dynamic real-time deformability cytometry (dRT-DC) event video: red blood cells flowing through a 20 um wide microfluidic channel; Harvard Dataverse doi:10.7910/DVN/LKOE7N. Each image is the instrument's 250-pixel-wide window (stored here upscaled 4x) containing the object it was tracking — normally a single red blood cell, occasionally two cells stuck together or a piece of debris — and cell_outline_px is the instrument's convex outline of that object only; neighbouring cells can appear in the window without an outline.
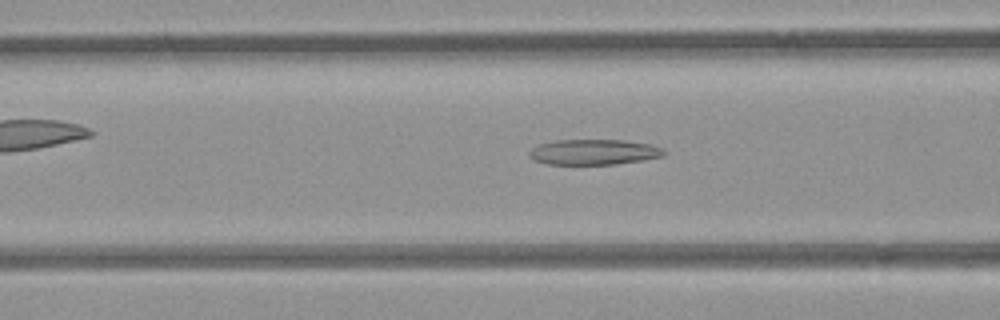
{"species": "common noctule bat (a hibernating species)", "species_latin": "Nyctalus noctula", "temperature_condition": "room temperature", "stored_images_in_passage": 45, "camera_frame_rate_fps": 3000, "um_per_image_px": 0.085, "animal": {"sex": "female", "body_mass_g": 21.9}, "frame": {"image": 1, "passage_image": 22, "time_ms": 7.0, "image_size_px": [1000, 320], "cell_outline_px": [[664, 156], [616, 164], [548, 164], [536, 160], [528, 156], [528, 152], [532, 148], [540, 144], [556, 140], [624, 140], [648, 144], [660, 148], [664, 152]], "centroid_in_image_um": [50.43, 12.92], "position_along_channel_um": 116.2, "area_um2": 19.65}}
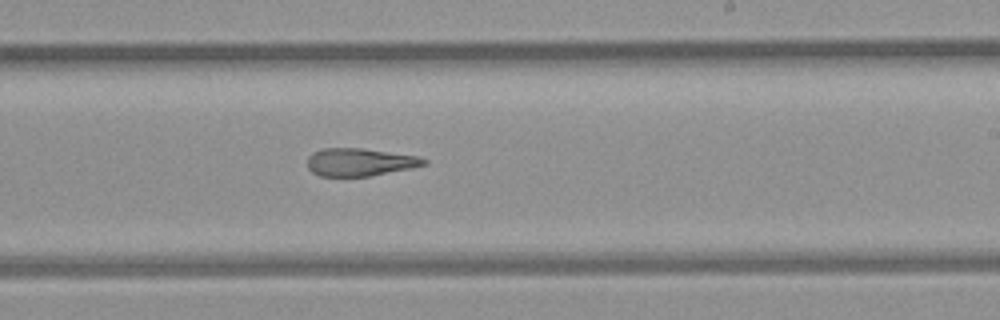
{"frame": {"image": 2, "passage_image": 33, "time_ms": 10.667, "image_size_px": [1000, 320], "cell_outline_px": [[428, 164], [412, 168], [368, 176], [320, 176], [312, 172], [308, 168], [308, 156], [312, 152], [324, 148], [360, 148], [416, 156], [428, 160]], "centroid_in_image_um": [30.57, 13.78], "position_along_channel_um": 258.4, "area_um2": 18.73}}
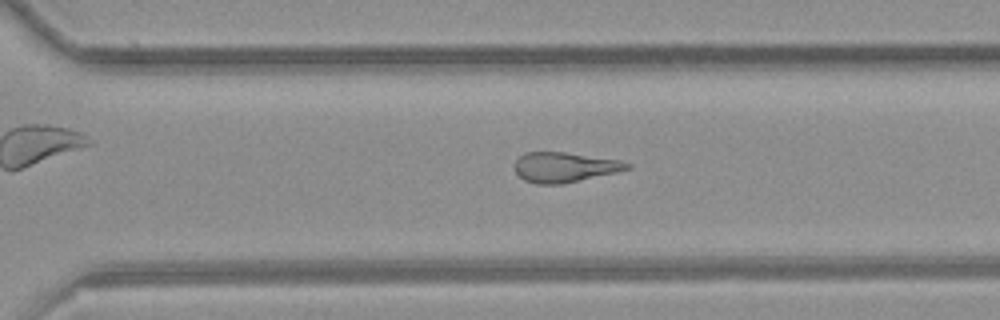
{"frame": {"image": 3, "passage_image": 38, "time_ms": 12.333, "image_size_px": [1000, 320], "cell_outline_px": [[632, 168], [616, 172], [560, 184], [536, 184], [524, 180], [516, 172], [516, 160], [524, 152], [564, 152], [620, 160], [632, 164]], "centroid_in_image_um": [47.99, 14.2], "position_along_channel_um": 322.6, "area_um2": 19.42}}